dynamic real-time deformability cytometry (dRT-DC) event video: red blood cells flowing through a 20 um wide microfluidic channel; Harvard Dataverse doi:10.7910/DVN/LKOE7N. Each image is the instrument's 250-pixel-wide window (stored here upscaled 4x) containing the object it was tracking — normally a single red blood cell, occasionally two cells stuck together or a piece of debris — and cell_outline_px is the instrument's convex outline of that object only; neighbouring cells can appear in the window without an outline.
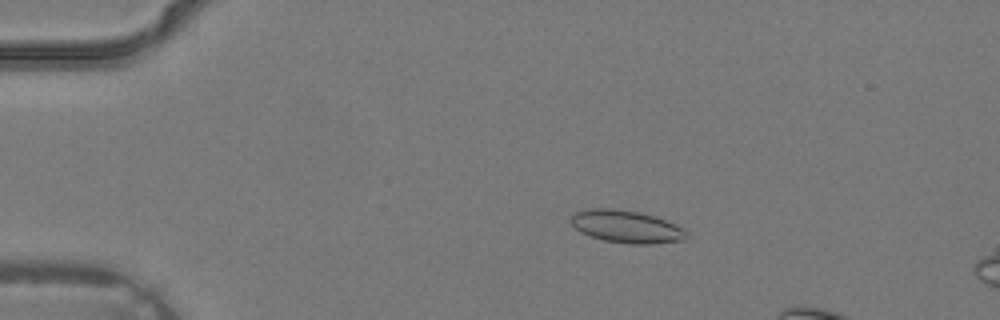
{"species": "common noctule bat (a hibernating species)", "species_latin": "Nyctalus noctula", "temperature_condition": "warm", "stored_images_in_passage": 4, "camera_frame_rate_fps": 3000, "um_per_image_px": 0.085, "animal": {"sex": "male", "body_mass_g": 19.2, "forearm_length_mm": 51.8}, "frame": {"image": 1, "passage_image": 4, "time_ms": 1.0, "image_size_px": [1000, 320], "cell_outline_px": [[688, 236], [684, 240], [652, 244], [632, 244], [604, 240], [580, 232], [572, 224], [572, 216], [576, 212], [592, 208], [612, 208], [640, 212], [656, 216], [676, 224], [684, 228], [688, 232]], "centroid_in_image_um": [53.31, 19.26], "position_along_channel_um": 31.7, "area_um2": 21.91}}